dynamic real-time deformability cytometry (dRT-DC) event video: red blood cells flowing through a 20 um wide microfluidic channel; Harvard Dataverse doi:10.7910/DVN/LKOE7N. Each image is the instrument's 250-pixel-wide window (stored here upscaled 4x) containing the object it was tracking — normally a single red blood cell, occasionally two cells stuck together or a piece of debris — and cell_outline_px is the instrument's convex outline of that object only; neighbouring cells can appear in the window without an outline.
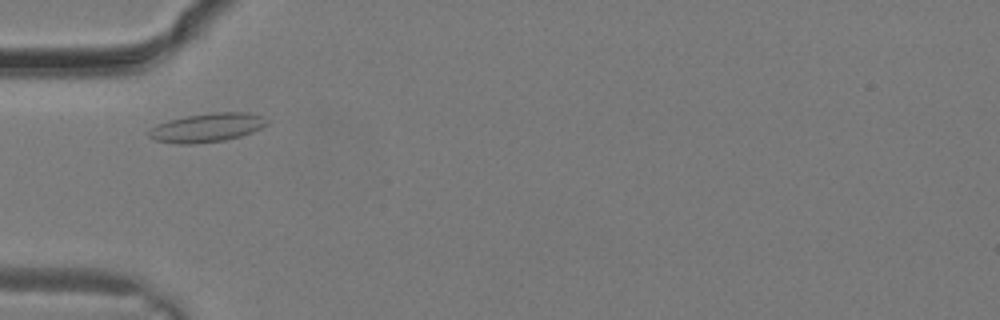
{"species": "common noctule bat (a hibernating species)", "species_latin": "Nyctalus noctula", "temperature_condition": "warm", "stored_images_in_passage": 19, "camera_frame_rate_fps": 3000, "um_per_image_px": 0.085, "animal": {"sex": "male", "body_mass_g": 19.2, "forearm_length_mm": 51.8}, "frame": {"image": 1, "passage_image": 6, "time_ms": 1.667, "image_size_px": [1000, 320], "cell_outline_px": [[268, 124], [252, 132], [240, 136], [224, 140], [192, 144], [176, 144], [156, 140], [148, 136], [148, 132], [156, 124], [168, 120], [188, 116], [212, 112], [248, 112], [264, 116], [268, 120]], "centroid_in_image_um": [17.61, 10.84], "position_along_channel_um": 67.4, "area_um2": 19.83}}
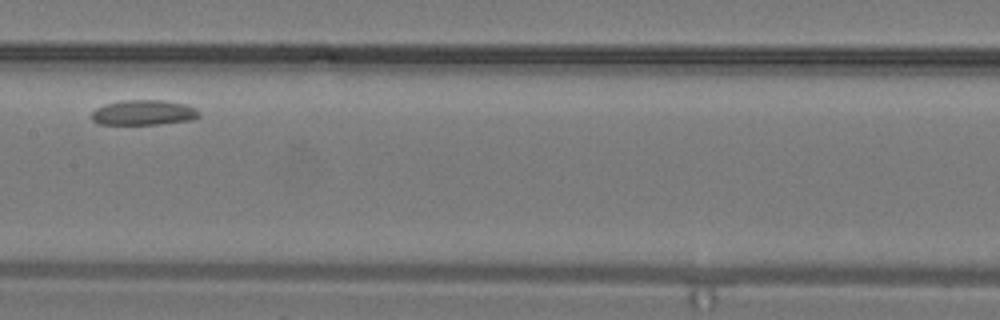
{"frame": {"image": 2, "passage_image": 12, "time_ms": 3.667, "image_size_px": [1000, 320], "cell_outline_px": [[200, 116], [192, 120], [160, 124], [100, 124], [92, 120], [92, 112], [96, 108], [104, 104], [124, 100], [164, 100], [188, 104], [196, 108], [200, 112]], "centroid_in_image_um": [12.25, 9.56], "position_along_channel_um": 195.1, "area_um2": 15.9}}
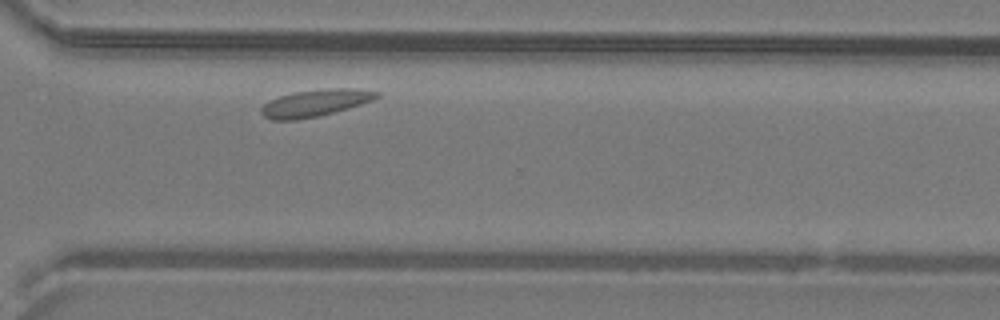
{"frame": {"image": 3, "passage_image": 19, "time_ms": 6.0, "image_size_px": [1000, 320], "cell_outline_px": [[380, 96], [372, 100], [348, 108], [316, 116], [296, 120], [272, 120], [264, 116], [260, 112], [260, 108], [268, 100], [292, 92], [324, 88], [360, 88], [380, 92]], "centroid_in_image_um": [26.78, 8.73], "position_along_channel_um": 343.8, "area_um2": 18.21}}